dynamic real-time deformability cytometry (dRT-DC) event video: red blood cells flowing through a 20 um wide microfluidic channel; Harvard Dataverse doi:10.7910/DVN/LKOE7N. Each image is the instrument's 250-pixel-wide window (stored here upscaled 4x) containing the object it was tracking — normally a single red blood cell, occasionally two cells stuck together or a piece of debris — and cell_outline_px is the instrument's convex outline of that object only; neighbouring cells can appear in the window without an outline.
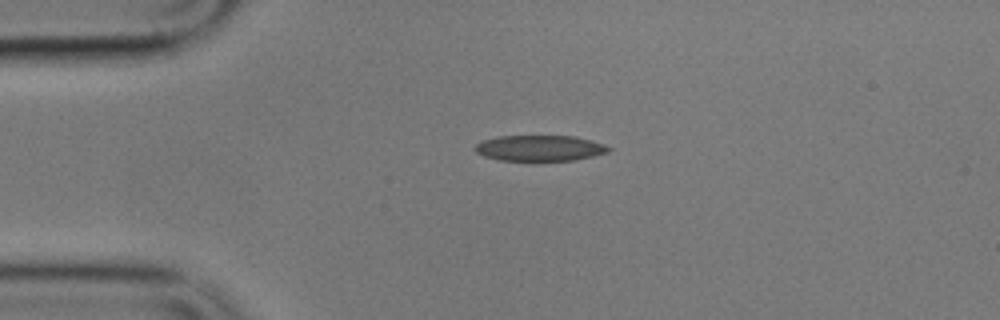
{"species": "common noctule bat (a hibernating species)", "species_latin": "Nyctalus noctula", "temperature_condition": "cold", "stored_images_in_passage": 2, "camera_frame_rate_fps": 3000, "um_per_image_px": 0.085, "animal": {"sex": "male", "body_mass_g": 17.9}, "frame": {"image": 1, "passage_image": 1, "time_ms": 0.0, "image_size_px": [1000, 320], "cell_outline_px": [[612, 148], [608, 152], [576, 160], [500, 160], [484, 156], [476, 152], [476, 144], [484, 140], [496, 136], [576, 136], [592, 140], [604, 144]], "centroid_in_image_um": [45.91, 12.58], "position_along_channel_um": 39.1, "area_um2": 19.94}}